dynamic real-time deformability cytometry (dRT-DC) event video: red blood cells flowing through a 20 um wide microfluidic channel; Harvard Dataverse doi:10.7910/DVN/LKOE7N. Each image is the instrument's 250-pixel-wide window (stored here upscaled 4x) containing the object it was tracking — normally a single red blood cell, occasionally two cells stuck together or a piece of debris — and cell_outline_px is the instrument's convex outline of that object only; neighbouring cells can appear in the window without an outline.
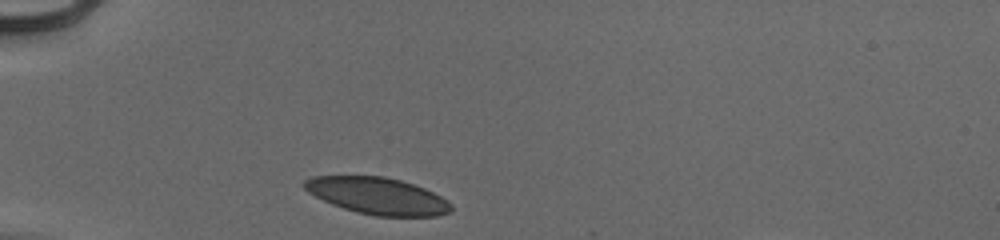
{"species": "human", "species_latin": "Homo sapiens", "temperature_condition": "cold", "stored_images_in_passage": 30, "camera_frame_rate_fps": 3000, "um_per_image_px": 0.085, "donor": {"sex": "male"}, "frame": {"image": 1, "passage_image": 1, "time_ms": 0.0, "image_size_px": [1000, 240], "cell_outline_px": [[452, 212], [436, 216], [376, 216], [356, 212], [332, 204], [308, 192], [300, 184], [304, 180], [312, 176], [384, 176], [400, 180], [424, 188], [448, 200], [452, 204]], "centroid_in_image_um": [32.09, 16.65], "position_along_channel_um": 52.9, "area_um2": 31.5}}
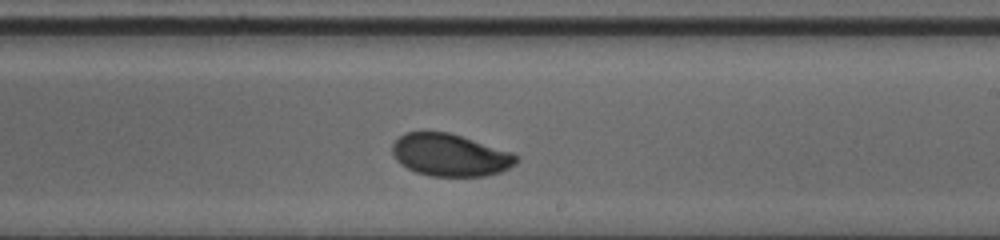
{"frame": {"image": 2, "passage_image": 18, "time_ms": 5.667, "image_size_px": [1000, 240], "cell_outline_px": [[520, 160], [516, 164], [500, 172], [484, 176], [428, 176], [416, 172], [400, 164], [392, 156], [392, 144], [404, 132], [448, 132], [512, 152], [520, 156]], "centroid_in_image_um": [38.26, 13.19], "position_along_channel_um": 250.7, "area_um2": 30.69}}
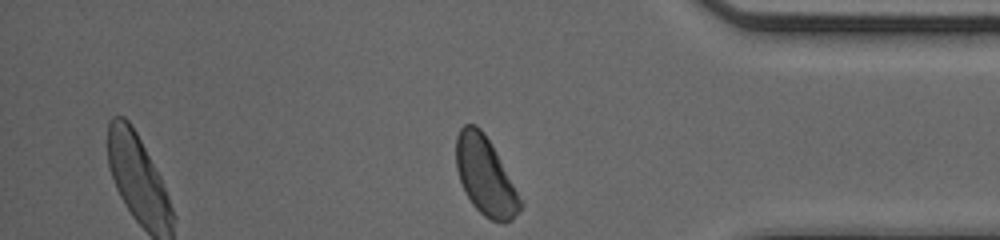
{"frame": {"image": 3, "passage_image": 30, "time_ms": 9.667, "image_size_px": [1000, 240], "cell_outline_px": [[524, 204], [512, 220], [504, 224], [492, 220], [484, 216], [472, 204], [460, 180], [456, 168], [456, 136], [460, 128], [464, 124], [476, 124], [484, 132], [496, 152]], "centroid_in_image_um": [41.25, 14.97], "position_along_channel_um": 393.9, "area_um2": 29.02}, "authors_computed_cell_mechanics": {"area_um2": 31.2987, "velocity_mm_per_s": 3.9155, "shape_relaxation_time_tau1_ms": 3.4577, "shape_relaxation_time_tau2_ms": 1.0319, "deformation_change_tau1": 0.1181, "deformation_change_tau2": 0.0498}}